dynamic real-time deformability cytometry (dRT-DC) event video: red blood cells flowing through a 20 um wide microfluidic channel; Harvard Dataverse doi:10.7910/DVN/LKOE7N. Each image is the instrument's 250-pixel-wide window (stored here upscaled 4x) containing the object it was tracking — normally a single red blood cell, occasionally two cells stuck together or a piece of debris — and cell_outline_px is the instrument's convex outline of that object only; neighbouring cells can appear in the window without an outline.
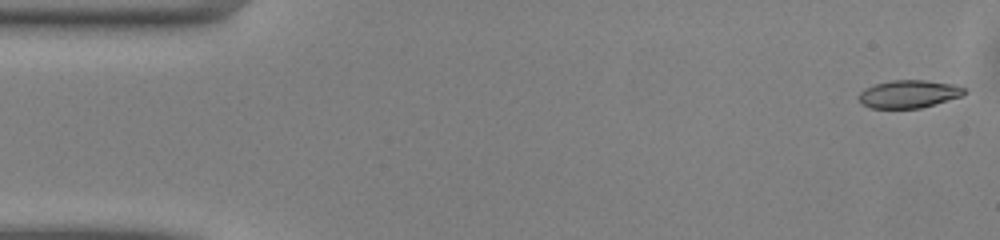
{"species": "common noctule bat (a hibernating species)", "species_latin": "Nyctalus noctula", "temperature_condition": "warm", "stored_images_in_passage": 49, "camera_frame_rate_fps": 3000, "um_per_image_px": 0.085, "animal": {"sex": "male", "body_mass_g": 13.0, "forearm_length_mm": 53.1}, "frame": {"image": 1, "passage_image": 1, "time_ms": 0.0, "image_size_px": [1000, 240], "cell_outline_px": [[968, 92], [960, 96], [920, 108], [872, 108], [860, 104], [860, 92], [864, 88], [876, 84], [892, 80], [924, 80], [956, 84], [964, 88]], "centroid_in_image_um": [77.25, 7.98], "position_along_channel_um": 7.8, "area_um2": 16.99}}
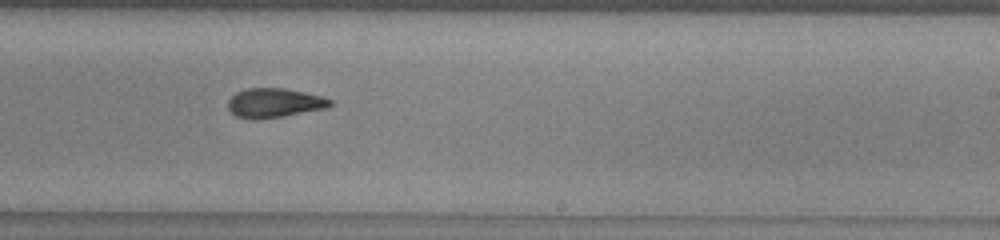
{"frame": {"image": 2, "passage_image": 29, "time_ms": 9.333, "image_size_px": [1000, 240], "cell_outline_px": [[332, 104], [328, 108], [280, 116], [236, 116], [228, 108], [228, 100], [236, 92], [248, 88], [284, 88], [304, 92], [320, 96], [332, 100]], "centroid_in_image_um": [23.36, 8.69], "position_along_channel_um": 265.6, "area_um2": 16.65}}
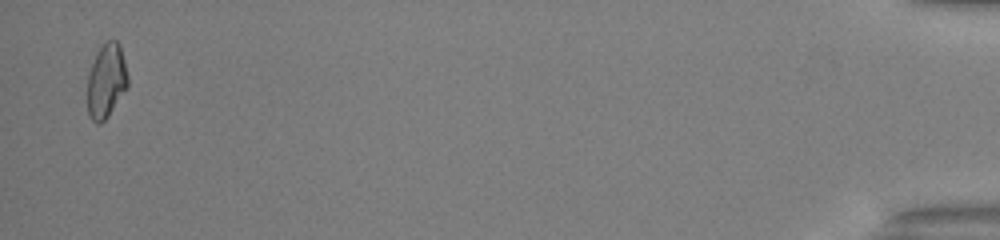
{"frame": {"image": 3, "passage_image": 48, "time_ms": 15.667, "image_size_px": [1000, 240], "cell_outline_px": [[128, 88], [108, 116], [100, 124], [96, 124], [88, 116], [88, 76], [96, 52], [104, 40], [116, 40], [120, 44], [128, 76]], "centroid_in_image_um": [9.05, 6.87], "position_along_channel_um": 426.2, "area_um2": 17.69}, "authors_computed_cell_mechanics": {"area_um2": 17.6868, "velocity_mm_per_s": 4.1179, "shape_relaxation_time_tau1_ms": 6.6147, "shape_relaxation_time_tau2_ms": 4.5026, "deformation_change_tau1": 0.1845, "deformation_change_tau2": 0.1105}}